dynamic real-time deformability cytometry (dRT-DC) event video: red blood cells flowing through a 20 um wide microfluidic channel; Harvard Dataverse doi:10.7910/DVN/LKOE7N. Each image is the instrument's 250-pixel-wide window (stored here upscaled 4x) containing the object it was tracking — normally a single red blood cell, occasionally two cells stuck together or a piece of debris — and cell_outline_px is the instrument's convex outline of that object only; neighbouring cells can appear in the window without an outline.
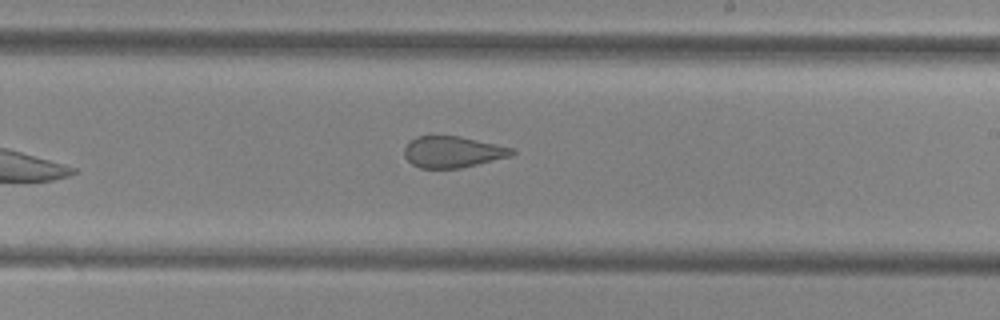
{"species": "common noctule bat (a hibernating species)", "species_latin": "Nyctalus noctula", "temperature_condition": "cold", "stored_images_in_passage": 9, "camera_frame_rate_fps": 3000, "um_per_image_px": 0.085, "animal": {"sex": "female", "body_mass_g": 29.2, "forearm_length_mm": 56.3}, "frame": {"image": 1, "passage_image": 9, "time_ms": 9.333, "image_size_px": [1000, 320], "cell_outline_px": [[516, 152], [512, 156], [460, 168], [420, 168], [412, 164], [404, 156], [404, 148], [416, 136], [460, 136], [496, 144], [512, 148]], "centroid_in_image_um": [38.48, 12.91], "position_along_channel_um": 250.5, "area_um2": 19.54}}